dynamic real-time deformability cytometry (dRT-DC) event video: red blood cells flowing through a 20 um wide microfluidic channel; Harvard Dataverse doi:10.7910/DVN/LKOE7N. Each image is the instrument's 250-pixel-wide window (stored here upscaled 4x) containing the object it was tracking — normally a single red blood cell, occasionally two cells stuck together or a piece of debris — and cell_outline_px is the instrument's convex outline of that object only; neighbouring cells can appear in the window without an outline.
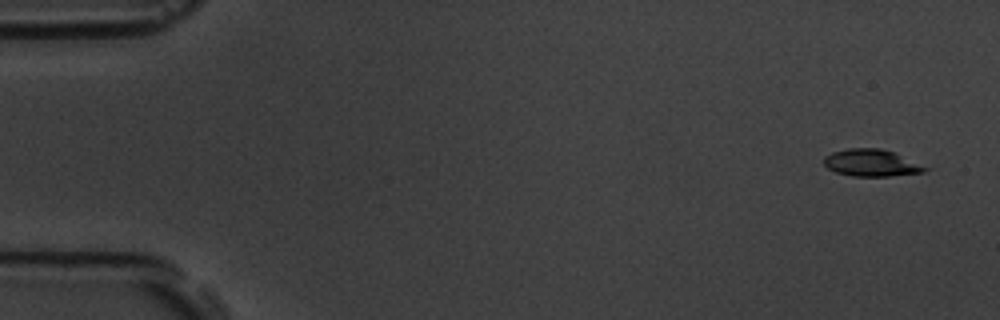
{"species": "common noctule bat (a hibernating species)", "species_latin": "Nyctalus noctula", "temperature_condition": "room temperature", "stored_images_in_passage": 9, "camera_frame_rate_fps": 3000, "um_per_image_px": 0.085, "animal": {"sex": "male", "body_mass_g": 19.5, "forearm_length_mm": 54.6}, "frame": {"image": 1, "passage_image": 1, "time_ms": 0.0, "image_size_px": [1000, 320], "cell_outline_px": [[932, 168], [924, 172], [888, 176], [852, 176], [836, 172], [828, 168], [824, 164], [824, 156], [832, 152], [848, 148], [880, 148], [892, 152]], "centroid_in_image_um": [74.08, 13.84], "position_along_channel_um": 10.9, "area_um2": 15.9}}
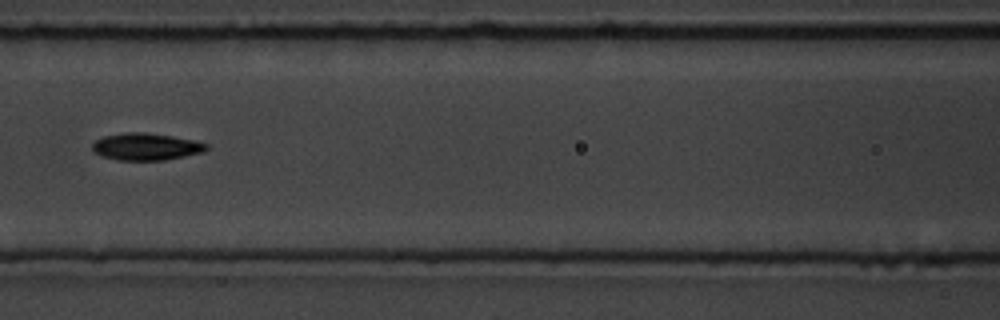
{"frame": {"image": 2, "passage_image": 7, "time_ms": 2.0, "image_size_px": [1000, 320], "cell_outline_px": [[208, 148], [204, 152], [164, 160], [116, 160], [100, 156], [92, 148], [92, 144], [96, 140], [104, 136], [124, 132], [144, 132], [172, 136], [196, 140], [208, 144]], "centroid_in_image_um": [12.42, 12.46], "position_along_channel_um": 154.2, "area_um2": 18.09}}
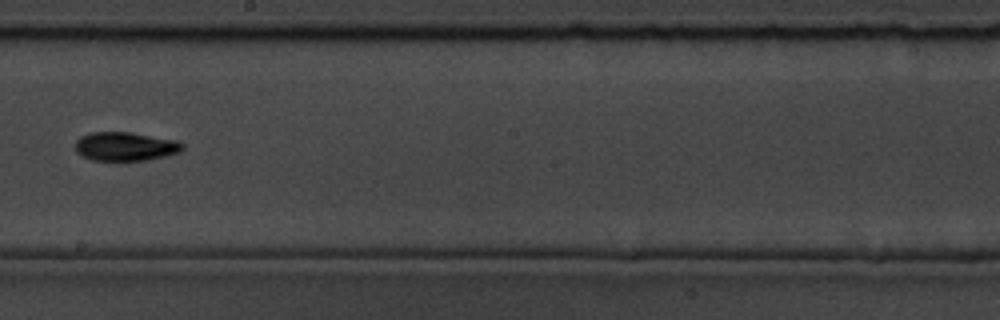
{"frame": {"image": 3, "passage_image": 9, "time_ms": 2.667, "image_size_px": [1000, 320], "cell_outline_px": [[184, 148], [180, 152], [148, 160], [92, 160], [76, 152], [76, 140], [80, 136], [92, 132], [132, 132], [176, 140], [184, 144]], "centroid_in_image_um": [10.67, 12.44], "position_along_channel_um": 237.5, "area_um2": 17.98}}